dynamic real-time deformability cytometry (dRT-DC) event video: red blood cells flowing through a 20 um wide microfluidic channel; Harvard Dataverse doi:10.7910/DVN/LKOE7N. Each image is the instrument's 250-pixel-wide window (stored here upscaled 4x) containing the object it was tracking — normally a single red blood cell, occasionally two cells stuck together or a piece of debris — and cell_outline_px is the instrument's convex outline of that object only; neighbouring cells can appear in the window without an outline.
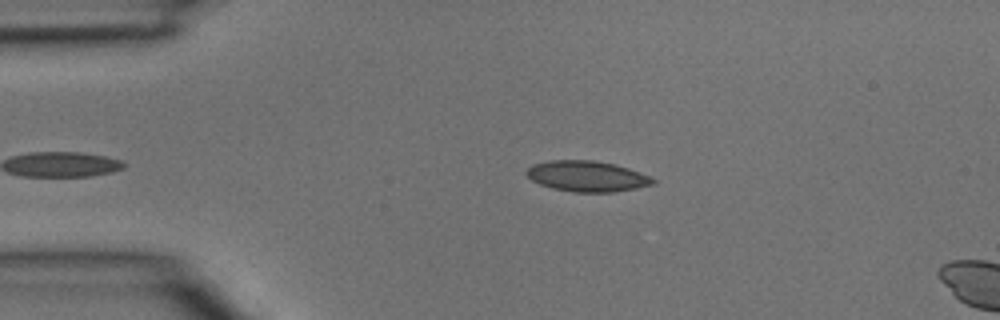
{"species": "common noctule bat (a hibernating species)", "species_latin": "Nyctalus noctula", "temperature_condition": "room temperature", "stored_images_in_passage": 2, "segment_of_instrument_passage": [1, 2], "camera_frame_rate_fps": 3000, "um_per_image_px": 0.085, "animal": {"sex": "male", "body_mass_g": 15.6}, "frame": {"image": 1, "passage_image": 1, "time_ms": 0.0, "image_size_px": [1000, 320], "cell_outline_px": [[656, 184], [636, 188], [612, 192], [572, 192], [552, 188], [540, 184], [532, 180], [524, 172], [532, 164], [552, 160], [592, 160], [612, 164], [628, 168], [640, 172], [656, 180]], "centroid_in_image_um": [49.88, 14.98], "position_along_channel_um": 35.1, "area_um2": 22.54}}